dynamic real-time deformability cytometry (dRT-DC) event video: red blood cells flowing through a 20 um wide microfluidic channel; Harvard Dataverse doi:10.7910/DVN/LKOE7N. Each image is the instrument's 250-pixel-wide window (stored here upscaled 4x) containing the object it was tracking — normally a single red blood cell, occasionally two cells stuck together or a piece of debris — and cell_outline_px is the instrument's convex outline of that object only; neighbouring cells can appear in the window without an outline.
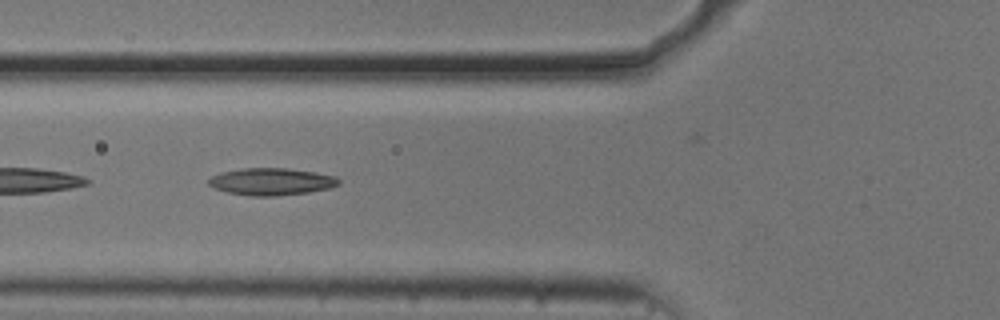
{"species": "common noctule bat (a hibernating species)", "species_latin": "Nyctalus noctula", "temperature_condition": "cold", "stored_images_in_passage": 54, "camera_frame_rate_fps": 3000, "um_per_image_px": 0.085, "animal": {"sex": "male", "body_mass_g": 20.5, "forearm_length_mm": 52.5}, "frame": {"image": 1, "passage_image": 20, "time_ms": 6.333, "image_size_px": [1000, 320], "cell_outline_px": [[340, 184], [328, 188], [308, 192], [276, 196], [252, 196], [228, 192], [216, 188], [208, 184], [208, 180], [212, 176], [224, 172], [244, 168], [288, 168], [316, 172], [336, 176], [340, 180]], "centroid_in_image_um": [23.11, 15.43], "position_along_channel_um": 102.7, "area_um2": 20.4}}
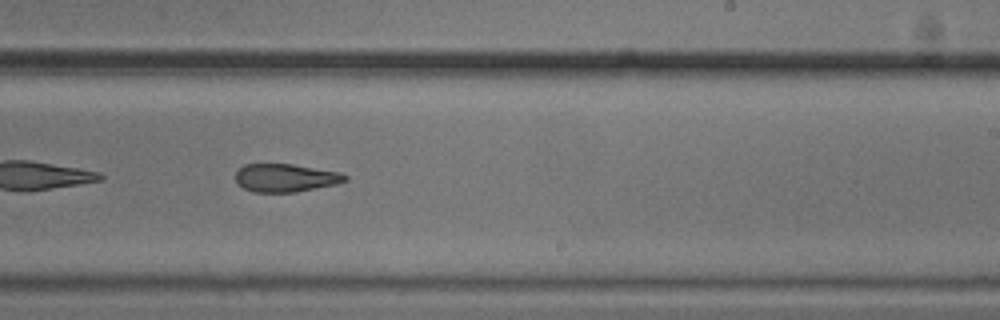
{"frame": {"image": 2, "passage_image": 33, "time_ms": 10.667, "image_size_px": [1000, 320], "cell_outline_px": [[348, 180], [336, 184], [296, 192], [256, 192], [244, 188], [236, 184], [236, 172], [244, 164], [292, 164], [340, 172], [348, 176]], "centroid_in_image_um": [24.27, 15.11], "position_along_channel_um": 264.7, "area_um2": 17.92}}
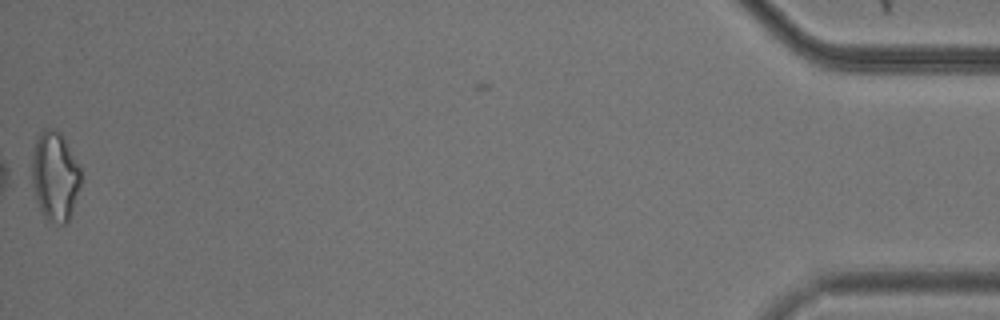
{"frame": {"image": 3, "passage_image": 54, "time_ms": 17.667, "image_size_px": [1000, 320], "cell_outline_px": [[80, 184], [68, 224], [60, 224], [48, 220], [44, 216], [36, 200], [32, 184], [32, 148], [36, 136], [44, 128], [56, 128], [60, 132], [80, 164]], "centroid_in_image_um": [4.66, 14.93], "position_along_channel_um": 430.5, "area_um2": 25.78}, "authors_computed_cell_mechanics": {"area_um2": 20.4034, "velocity_mm_per_s": 3.7349, "shape_relaxation_time_tau1_ms": null, "shape_relaxation_time_tau2_ms": 5.3045, "deformation_change_tau1": null, "deformation_change_tau2": 0.1507}}